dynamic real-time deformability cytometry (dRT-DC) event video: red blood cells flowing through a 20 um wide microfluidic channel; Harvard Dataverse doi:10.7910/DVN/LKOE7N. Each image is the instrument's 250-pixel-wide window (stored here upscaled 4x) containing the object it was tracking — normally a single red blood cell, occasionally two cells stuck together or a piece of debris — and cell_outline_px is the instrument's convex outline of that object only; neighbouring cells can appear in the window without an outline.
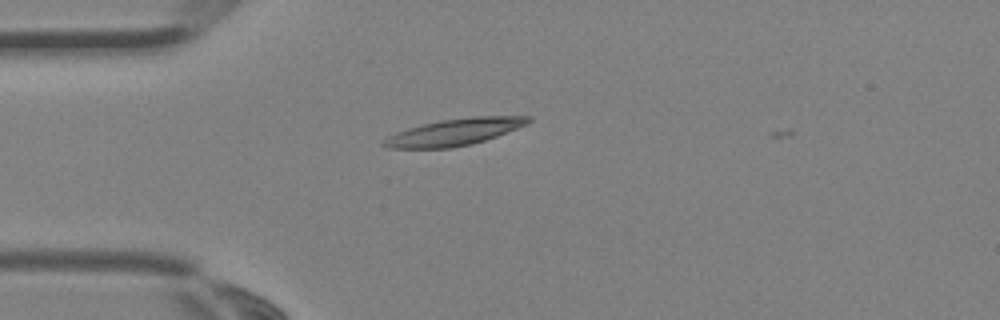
{"species": "Egyptian fruit bat (a non-hibernating species)", "species_latin": "Rousettus aegyptiacus", "temperature_condition": "room temperature", "stored_images_in_passage": 1, "camera_frame_rate_fps": 3000, "um_per_image_px": 0.085, "animal": {"sex": "female"}, "frame": {"image": 1, "passage_image": 1, "time_ms": 0.0, "image_size_px": [1000, 320], "cell_outline_px": [[532, 120], [528, 124], [496, 136], [472, 144], [452, 148], [388, 148], [380, 144], [380, 140], [396, 132], [408, 128], [440, 120], [472, 116], [532, 116]], "centroid_in_image_um": [38.61, 11.22], "position_along_channel_um": 46.4, "area_um2": 22.6}}